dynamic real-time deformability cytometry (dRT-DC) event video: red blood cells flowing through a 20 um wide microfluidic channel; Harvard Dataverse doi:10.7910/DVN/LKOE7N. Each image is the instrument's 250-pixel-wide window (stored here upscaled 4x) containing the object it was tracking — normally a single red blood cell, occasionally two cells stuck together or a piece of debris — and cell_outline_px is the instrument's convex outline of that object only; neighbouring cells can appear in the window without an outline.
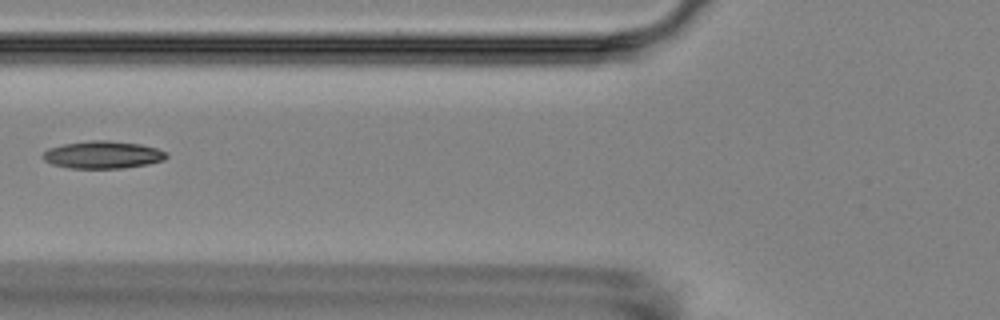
{"species": "Egyptian fruit bat (a non-hibernating species)", "species_latin": "Rousettus aegyptiacus", "temperature_condition": "room temperature", "stored_images_in_passage": 9, "camera_frame_rate_fps": 3000, "um_per_image_px": 0.085, "animal": {"sex": "female"}, "frame": {"image": 1, "passage_image": 6, "time_ms": 6.667, "image_size_px": [1000, 320], "cell_outline_px": [[168, 156], [164, 160], [148, 164], [124, 168], [68, 168], [52, 164], [44, 160], [40, 156], [48, 148], [64, 144], [92, 140], [108, 140], [140, 144], [156, 148], [168, 152]], "centroid_in_image_um": [8.74, 13.16], "position_along_channel_um": 117.1, "area_um2": 19.88}}
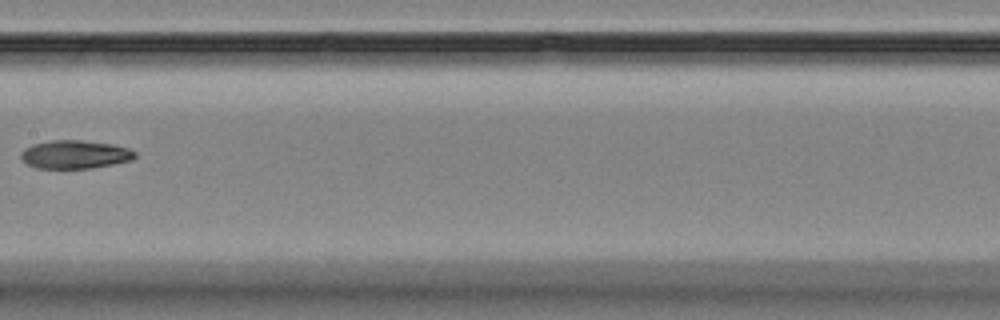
{"frame": {"image": 2, "passage_image": 8, "time_ms": 9.0, "image_size_px": [1000, 320], "cell_outline_px": [[136, 156], [132, 160], [92, 168], [36, 168], [24, 164], [20, 156], [20, 152], [24, 148], [32, 144], [52, 140], [80, 140], [112, 144], [128, 148], [136, 152]], "centroid_in_image_um": [6.32, 13.13], "position_along_channel_um": 201.1, "area_um2": 18.96}}
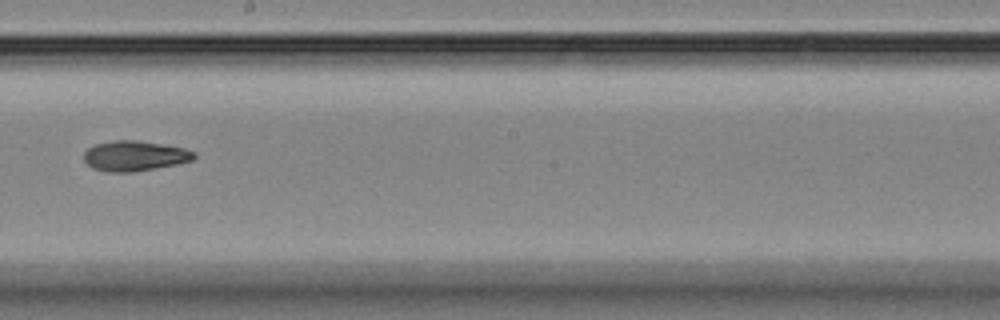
{"frame": {"image": 3, "passage_image": 9, "time_ms": 10.0, "image_size_px": [1000, 320], "cell_outline_px": [[196, 156], [192, 160], [176, 164], [156, 168], [132, 172], [108, 172], [92, 168], [84, 160], [84, 152], [88, 148], [96, 144], [116, 140], [136, 140], [184, 148], [196, 152]], "centroid_in_image_um": [11.44, 13.25], "position_along_channel_um": 236.8, "area_um2": 19.25}}